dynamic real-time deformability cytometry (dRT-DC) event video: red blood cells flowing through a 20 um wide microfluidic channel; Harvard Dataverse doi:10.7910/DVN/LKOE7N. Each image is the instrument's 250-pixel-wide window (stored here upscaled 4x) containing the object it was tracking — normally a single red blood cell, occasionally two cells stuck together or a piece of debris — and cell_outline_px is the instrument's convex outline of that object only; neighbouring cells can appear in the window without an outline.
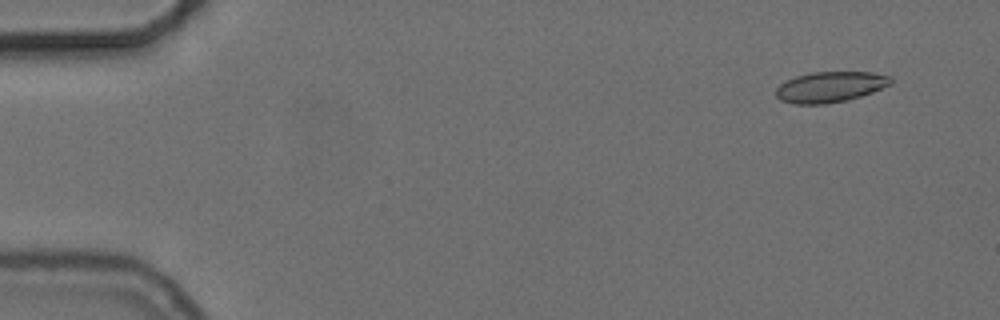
{"species": "common noctule bat (a hibernating species)", "species_latin": "Nyctalus noctula", "temperature_condition": "cold", "stored_images_in_passage": 44, "camera_frame_rate_fps": 3000, "um_per_image_px": 0.085, "animal": {"sex": "female", "body_mass_g": 24.6, "forearm_length_mm": 56.2}, "frame": {"image": 1, "passage_image": 4, "time_ms": 1.0, "image_size_px": [1000, 320], "cell_outline_px": [[892, 84], [872, 92], [848, 100], [824, 104], [792, 104], [780, 100], [776, 96], [776, 88], [780, 84], [796, 76], [812, 72], [872, 72], [892, 76]], "centroid_in_image_um": [70.58, 7.39], "position_along_channel_um": 14.4, "area_um2": 20.58}}
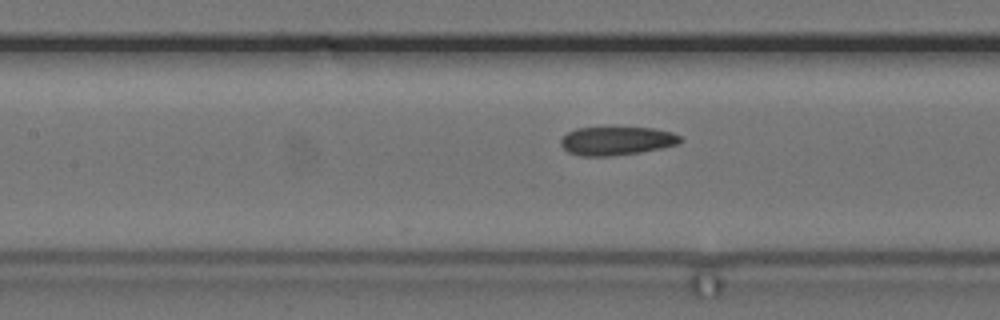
{"frame": {"image": 2, "passage_image": 25, "time_ms": 8.0, "image_size_px": [1000, 320], "cell_outline_px": [[684, 140], [680, 144], [664, 148], [640, 152], [612, 156], [580, 156], [568, 152], [560, 144], [560, 140], [568, 132], [576, 128], [656, 128], [672, 132], [680, 136]], "centroid_in_image_um": [52.46, 11.98], "position_along_channel_um": 154.9, "area_um2": 20.0}}
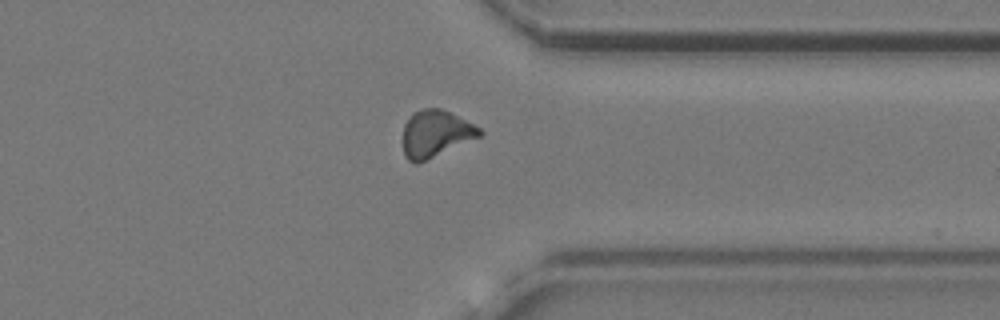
{"frame": {"image": 3, "passage_image": 43, "time_ms": 14.0, "image_size_px": [1000, 320], "cell_outline_px": [[484, 132], [480, 136], [416, 164], [408, 160], [404, 156], [404, 124], [412, 112], [424, 108], [440, 108], [480, 128]], "centroid_in_image_um": [36.99, 11.35], "position_along_channel_um": 374.4, "area_um2": 20.46}}